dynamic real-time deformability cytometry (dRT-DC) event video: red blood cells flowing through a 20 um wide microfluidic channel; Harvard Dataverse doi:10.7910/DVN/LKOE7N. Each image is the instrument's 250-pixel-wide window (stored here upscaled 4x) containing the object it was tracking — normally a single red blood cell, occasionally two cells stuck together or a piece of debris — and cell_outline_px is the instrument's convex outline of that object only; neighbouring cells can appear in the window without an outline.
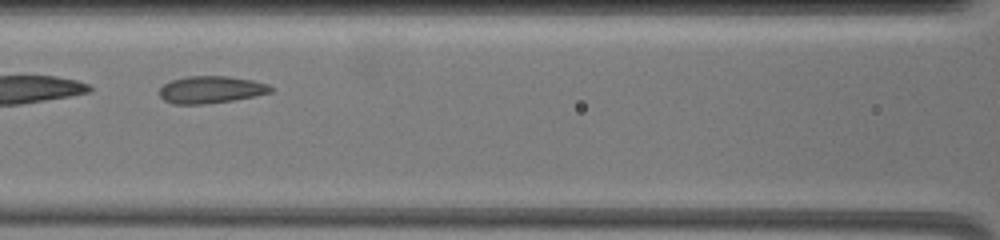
{"species": "common noctule bat (a hibernating species)", "species_latin": "Nyctalus noctula", "temperature_condition": "warm", "stored_images_in_passage": 8, "camera_frame_rate_fps": 3000, "um_per_image_px": 0.085, "animal": {"sex": "female", "body_mass_g": 19.5, "forearm_length_mm": 54.1}, "frame": {"image": 1, "passage_image": 5, "time_ms": 4.333, "image_size_px": [1000, 240], "cell_outline_px": [[272, 92], [232, 100], [204, 104], [172, 104], [164, 100], [160, 96], [160, 88], [164, 84], [172, 80], [188, 76], [228, 76], [252, 80], [268, 84], [272, 88]], "centroid_in_image_um": [17.9, 7.62], "position_along_channel_um": 148.7, "area_um2": 17.46}}